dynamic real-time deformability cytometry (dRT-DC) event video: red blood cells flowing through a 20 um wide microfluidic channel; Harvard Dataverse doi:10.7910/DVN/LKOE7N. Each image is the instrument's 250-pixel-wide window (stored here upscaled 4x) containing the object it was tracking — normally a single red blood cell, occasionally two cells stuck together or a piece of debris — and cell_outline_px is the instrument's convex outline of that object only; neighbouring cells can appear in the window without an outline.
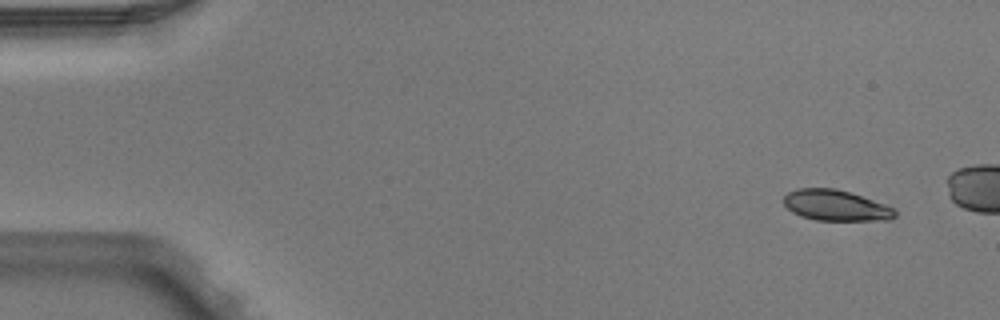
{"species": "Egyptian fruit bat (a non-hibernating species)", "species_latin": "Rousettus aegyptiacus", "temperature_condition": "warm", "stored_images_in_passage": 4, "camera_frame_rate_fps": 3000, "um_per_image_px": 0.085, "animal": {"sex": "male"}, "frame": {"image": 1, "passage_image": 1, "time_ms": 0.0, "image_size_px": [1000, 320], "cell_outline_px": [[896, 216], [892, 220], [816, 220], [800, 216], [792, 212], [784, 204], [784, 196], [788, 192], [796, 188], [836, 188], [884, 204], [892, 208], [896, 212]], "centroid_in_image_um": [71.01, 17.46], "position_along_channel_um": 14.0, "area_um2": 19.83}}